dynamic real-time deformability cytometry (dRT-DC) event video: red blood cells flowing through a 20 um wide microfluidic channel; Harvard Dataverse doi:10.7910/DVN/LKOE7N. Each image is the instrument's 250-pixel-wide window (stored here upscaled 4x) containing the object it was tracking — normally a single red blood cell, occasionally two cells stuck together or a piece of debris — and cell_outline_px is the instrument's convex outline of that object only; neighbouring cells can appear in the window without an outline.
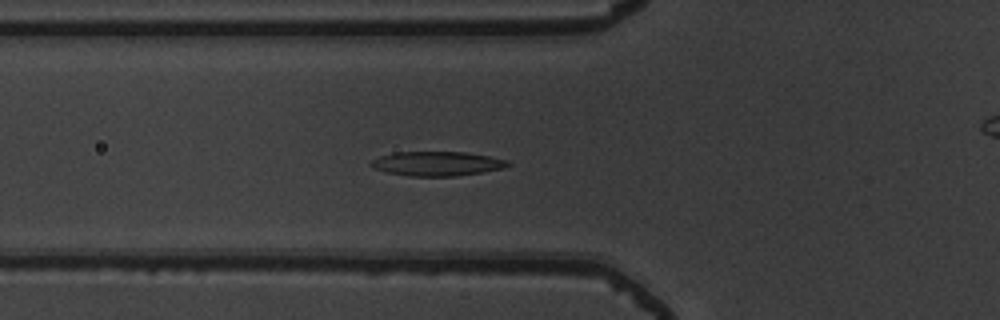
{"species": "common noctule bat (a hibernating species)", "species_latin": "Nyctalus noctula", "temperature_condition": "warm", "stored_images_in_passage": 54, "camera_frame_rate_fps": 3000, "um_per_image_px": 0.085, "animal": {"sex": "male", "body_mass_g": 19.5, "forearm_length_mm": 54.6}, "frame": {"image": 1, "passage_image": 20, "time_ms": 6.333, "image_size_px": [1000, 320], "cell_outline_px": [[512, 164], [504, 168], [484, 172], [456, 176], [408, 176], [388, 172], [376, 168], [368, 164], [372, 160], [380, 156], [392, 152], [464, 152], [488, 156], [508, 160]], "centroid_in_image_um": [37.18, 13.91], "position_along_channel_um": 88.6, "area_um2": 19.42}}
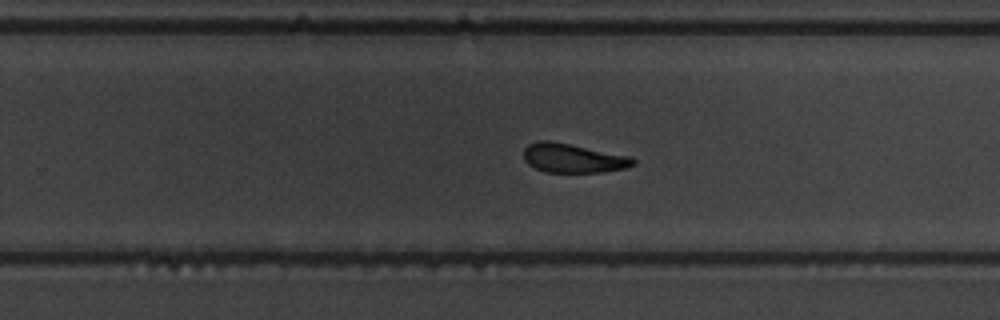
{"frame": {"image": 2, "passage_image": 35, "time_ms": 11.333, "image_size_px": [1000, 320], "cell_outline_px": [[636, 164], [624, 168], [604, 172], [544, 172], [528, 164], [524, 160], [524, 148], [528, 144], [536, 140], [548, 140], [632, 156], [636, 160]], "centroid_in_image_um": [48.71, 13.44], "position_along_channel_um": 281.1, "area_um2": 18.67}}
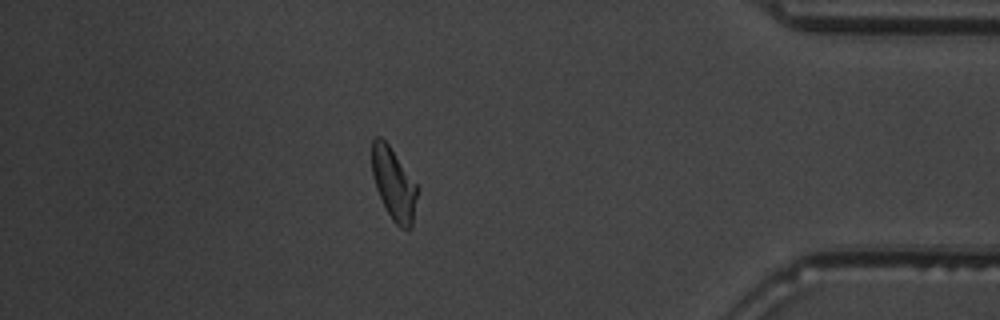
{"frame": {"image": 3, "passage_image": 47, "time_ms": 15.333, "image_size_px": [1000, 320], "cell_outline_px": [[416, 196], [412, 224], [408, 232], [400, 228], [392, 220], [376, 188], [372, 176], [372, 140], [376, 136], [380, 136], [388, 144], [416, 184]], "centroid_in_image_um": [33.44, 15.64], "position_along_channel_um": 401.8, "area_um2": 18.55}, "authors_computed_cell_mechanics": {"area_um2": 19.4497, "velocity_mm_per_s": 3.8511, "shape_relaxation_time_tau1_ms": 2.5545, "shape_relaxation_time_tau2_ms": 3.7464, "deformation_change_tau1": 0.1249, "deformation_change_tau2": 0.106}}